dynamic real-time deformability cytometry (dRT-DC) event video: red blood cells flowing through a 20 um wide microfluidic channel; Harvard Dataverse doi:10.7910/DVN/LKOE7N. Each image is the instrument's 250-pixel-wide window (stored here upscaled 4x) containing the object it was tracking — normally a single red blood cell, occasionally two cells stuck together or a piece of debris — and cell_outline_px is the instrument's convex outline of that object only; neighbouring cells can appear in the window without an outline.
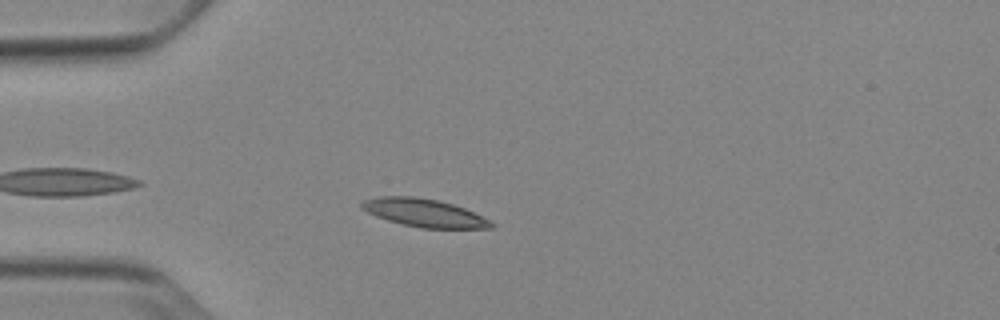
{"species": "Egyptian fruit bat (a non-hibernating species)", "species_latin": "Rousettus aegyptiacus", "temperature_condition": "cold", "stored_images_in_passage": 32, "camera_frame_rate_fps": 3000, "um_per_image_px": 0.085, "animal": {"sex": "female"}, "frame": {"image": 1, "passage_image": 4, "time_ms": 1.0, "image_size_px": [1000, 320], "cell_outline_px": [[496, 224], [492, 228], [420, 228], [388, 220], [376, 216], [360, 208], [360, 204], [364, 200], [380, 196], [416, 196], [440, 200], [464, 208]], "centroid_in_image_um": [36.03, 18.08], "position_along_channel_um": 49.0, "area_um2": 20.98}}
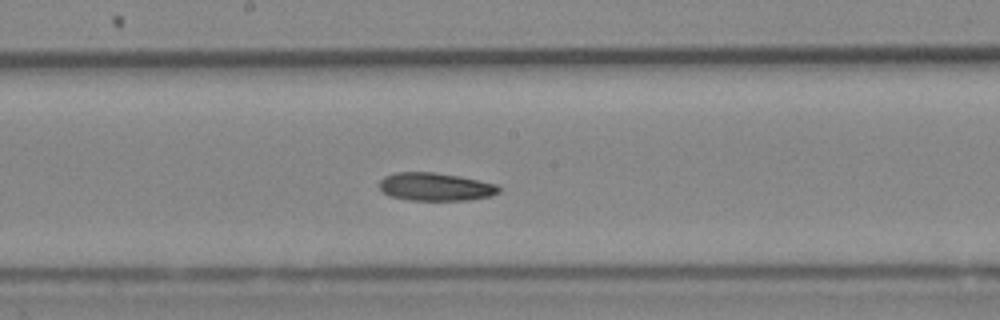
{"frame": {"image": 2, "passage_image": 18, "time_ms": 5.667, "image_size_px": [1000, 320], "cell_outline_px": [[500, 192], [492, 196], [468, 200], [408, 200], [388, 196], [380, 192], [376, 184], [384, 176], [396, 172], [432, 172], [460, 176], [480, 180], [496, 184], [500, 188]], "centroid_in_image_um": [36.95, 15.88], "position_along_channel_um": 211.2, "area_um2": 19.94}}
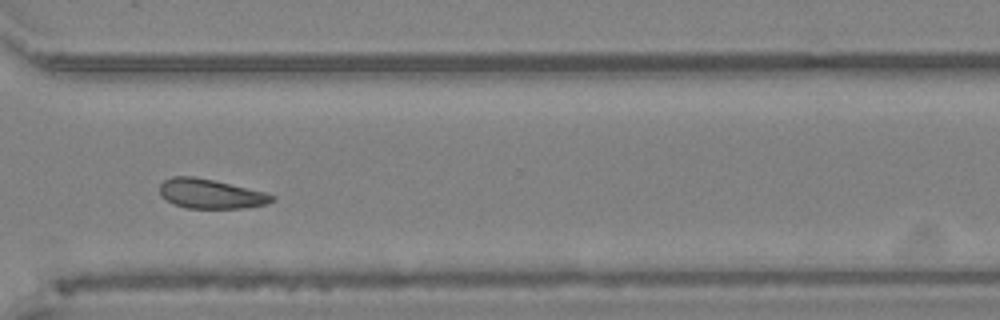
{"frame": {"image": 3, "passage_image": 29, "time_ms": 9.333, "image_size_px": [1000, 320], "cell_outline_px": [[276, 196], [268, 204], [244, 208], [188, 208], [172, 204], [160, 196], [160, 184], [164, 180], [172, 176], [192, 176], [212, 180], [268, 192]], "centroid_in_image_um": [17.91, 16.48], "position_along_channel_um": 352.7, "area_um2": 19.42}, "authors_computed_cell_mechanics": {"area_um2": 19.9988, "velocity_mm_per_s": 3.8333, "shape_relaxation_time_tau1_ms": 5.342, "shape_relaxation_time_tau2_ms": 8.3563, "deformation_change_tau1": 0.1201, "deformation_change_tau2": 0.1493}}